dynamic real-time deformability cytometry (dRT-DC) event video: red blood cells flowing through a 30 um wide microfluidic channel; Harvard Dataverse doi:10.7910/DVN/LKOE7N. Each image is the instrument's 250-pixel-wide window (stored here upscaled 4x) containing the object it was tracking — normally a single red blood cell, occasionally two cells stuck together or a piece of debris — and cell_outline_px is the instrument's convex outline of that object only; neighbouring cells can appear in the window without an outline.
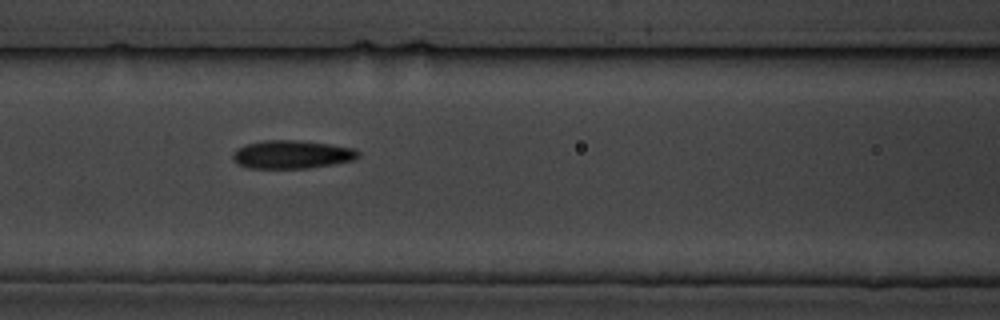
{"species": "common noctule bat (a hibernating species)", "species_latin": "Nyctalus noctula", "temperature_condition": "cold", "stored_images_in_passage": 9, "segment_of_instrument_passage": [1, 2], "camera_frame_rate_fps": 3000, "um_per_image_px": 0.085, "animal": {"sex": "male", "body_mass_g": 19.5, "forearm_length_mm": 54.6}, "frame": {"image": 1, "passage_image": 8, "time_ms": 7.667, "image_size_px": [1000, 320], "cell_outline_px": [[360, 156], [356, 160], [308, 168], [248, 168], [232, 160], [232, 156], [236, 148], [248, 144], [264, 140], [296, 140], [328, 144], [356, 148], [360, 152]], "centroid_in_image_um": [24.84, 13.13], "position_along_channel_um": 141.8, "area_um2": 20.69}}